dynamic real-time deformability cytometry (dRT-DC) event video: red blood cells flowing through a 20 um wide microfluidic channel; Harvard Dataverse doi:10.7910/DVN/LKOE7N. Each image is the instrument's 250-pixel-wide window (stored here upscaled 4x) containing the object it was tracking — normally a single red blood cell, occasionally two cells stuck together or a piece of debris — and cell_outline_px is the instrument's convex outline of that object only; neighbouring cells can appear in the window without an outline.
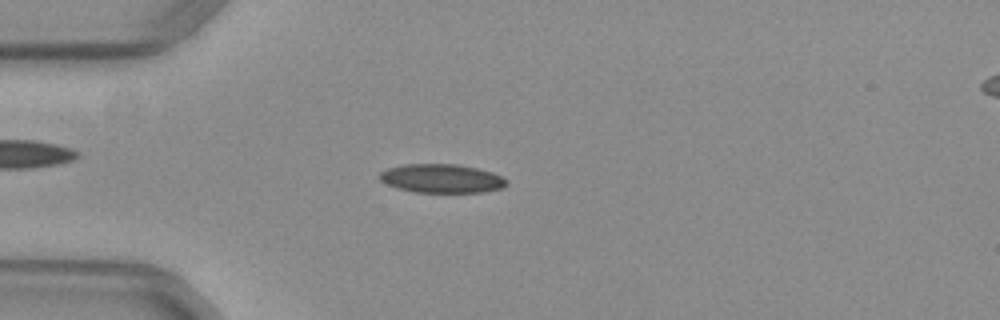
{"species": "common noctule bat (a hibernating species)", "species_latin": "Nyctalus noctula", "temperature_condition": "warm", "stored_images_in_passage": 52, "camera_frame_rate_fps": 3000, "um_per_image_px": 0.085, "animal": {"sex": "female", "body_mass_g": 29.2, "forearm_length_mm": 56.3}, "frame": {"image": 1, "passage_image": 14, "time_ms": 4.333, "image_size_px": [1000, 320], "cell_outline_px": [[508, 184], [504, 188], [484, 192], [412, 192], [396, 188], [380, 180], [380, 172], [388, 168], [404, 164], [456, 164], [476, 168], [492, 172], [508, 180]], "centroid_in_image_um": [37.56, 15.17], "position_along_channel_um": 47.4, "area_um2": 21.33}}
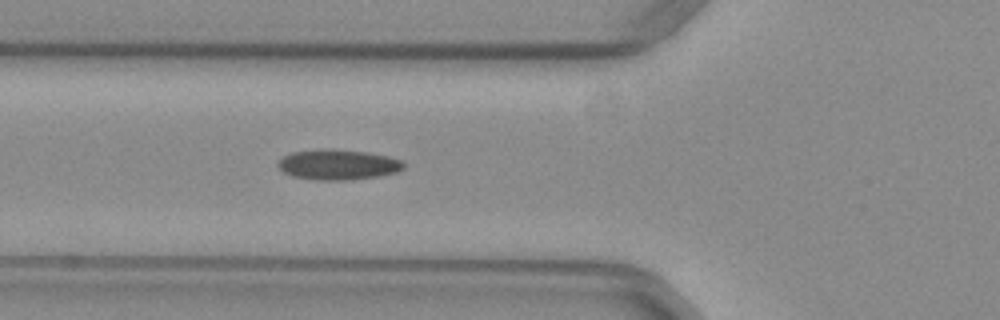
{"frame": {"image": 2, "passage_image": 19, "time_ms": 6.0, "image_size_px": [1000, 320], "cell_outline_px": [[404, 168], [396, 172], [380, 176], [348, 180], [320, 180], [292, 176], [284, 172], [276, 164], [284, 156], [292, 152], [364, 152], [388, 156], [404, 160]], "centroid_in_image_um": [28.8, 14.05], "position_along_channel_um": 97.0, "area_um2": 21.1}}
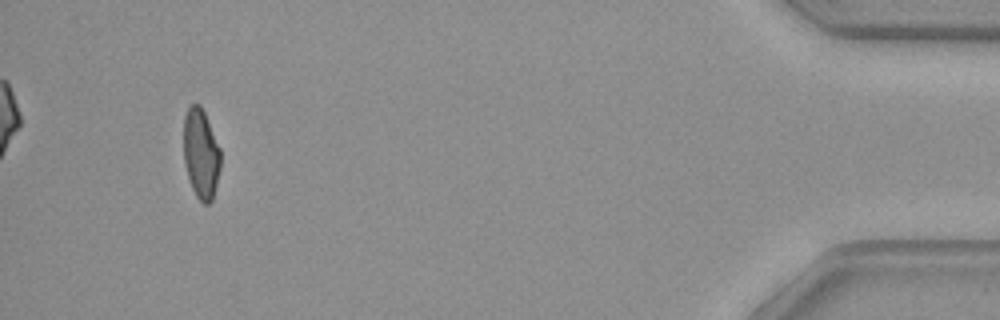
{"frame": {"image": 3, "passage_image": 49, "time_ms": 16.0, "image_size_px": [1000, 320], "cell_outline_px": [[220, 168], [212, 200], [208, 204], [204, 204], [196, 196], [192, 188], [184, 164], [184, 116], [188, 108], [192, 104], [200, 104], [204, 112], [220, 148]], "centroid_in_image_um": [17.07, 13.06], "position_along_channel_um": 418.1, "area_um2": 19.19}, "authors_computed_cell_mechanics": {"area_um2": 20.8658, "velocity_mm_per_s": 3.9649, "shape_relaxation_time_tau1_ms": null, "shape_relaxation_time_tau2_ms": 2.5367, "deformation_change_tau1": null, "deformation_change_tau2": 0.0779}}